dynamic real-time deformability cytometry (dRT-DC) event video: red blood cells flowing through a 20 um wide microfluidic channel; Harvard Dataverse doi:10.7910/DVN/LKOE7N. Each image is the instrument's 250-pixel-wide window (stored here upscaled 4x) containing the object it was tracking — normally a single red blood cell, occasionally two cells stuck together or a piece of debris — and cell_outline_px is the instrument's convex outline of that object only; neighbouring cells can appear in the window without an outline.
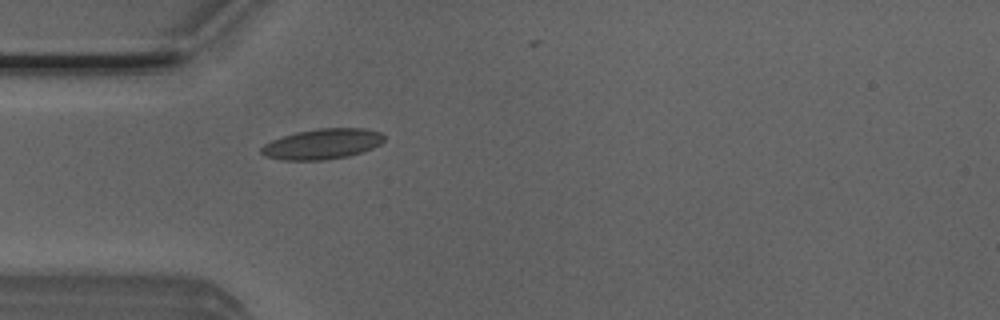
{"species": "Egyptian fruit bat (a non-hibernating species)", "species_latin": "Rousettus aegyptiacus", "temperature_condition": "room temperature", "stored_images_in_passage": 31, "camera_frame_rate_fps": 3000, "um_per_image_px": 0.085, "animal": {"sex": "male"}, "frame": {"image": 1, "passage_image": 3, "time_ms": 0.667, "image_size_px": [1000, 320], "cell_outline_px": [[384, 140], [380, 144], [372, 148], [348, 156], [324, 160], [284, 160], [264, 156], [260, 152], [260, 148], [264, 144], [272, 140], [296, 132], [316, 128], [364, 128], [380, 132], [384, 136]], "centroid_in_image_um": [27.38, 12.23], "position_along_channel_um": 57.6, "area_um2": 21.73}}
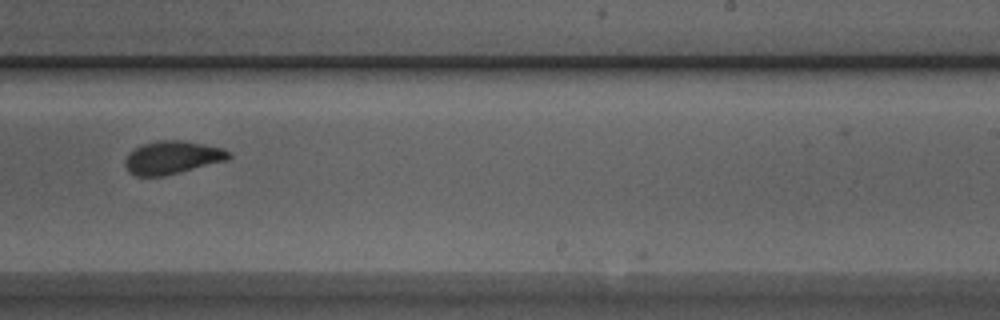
{"frame": {"image": 2, "passage_image": 20, "time_ms": 6.333, "image_size_px": [1000, 320], "cell_outline_px": [[232, 156], [228, 160], [164, 176], [136, 176], [128, 172], [124, 164], [124, 160], [128, 152], [140, 144], [160, 140], [184, 140], [224, 148], [232, 152]], "centroid_in_image_um": [14.64, 13.38], "position_along_channel_um": 274.4, "area_um2": 20.35}}
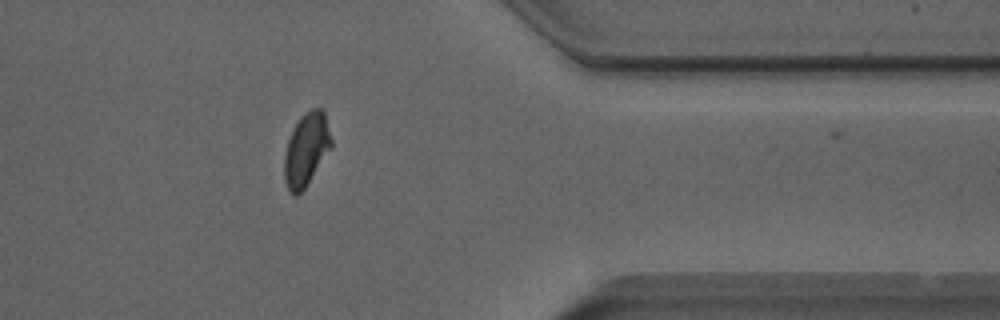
{"frame": {"image": 3, "passage_image": 30, "time_ms": 9.667, "image_size_px": [1000, 320], "cell_outline_px": [[332, 148], [304, 188], [296, 196], [292, 196], [288, 192], [284, 180], [284, 156], [288, 140], [300, 116], [304, 112], [312, 108], [320, 108], [324, 112], [332, 140]], "centroid_in_image_um": [26.03, 12.72], "position_along_channel_um": 385.4, "area_um2": 20.0}}